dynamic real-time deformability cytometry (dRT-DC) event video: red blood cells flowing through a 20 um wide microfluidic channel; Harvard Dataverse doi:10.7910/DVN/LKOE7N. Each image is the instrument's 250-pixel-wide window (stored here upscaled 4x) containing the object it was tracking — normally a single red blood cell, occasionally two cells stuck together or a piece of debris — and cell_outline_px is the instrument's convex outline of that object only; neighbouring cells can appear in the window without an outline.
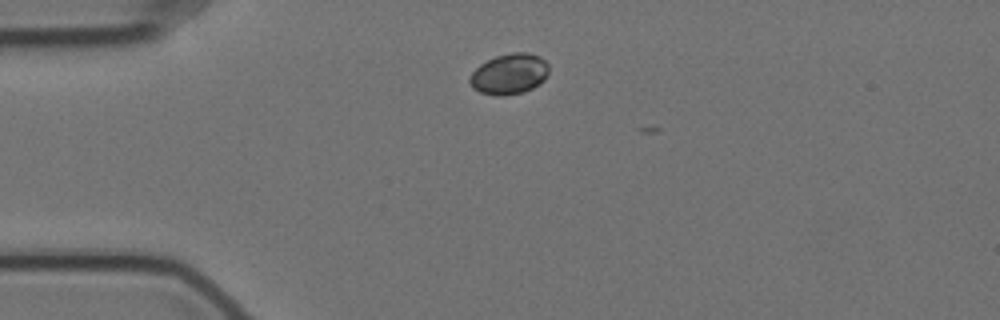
{"species": "Egyptian fruit bat (a non-hibernating species)", "species_latin": "Rousettus aegyptiacus", "temperature_condition": "cold", "stored_images_in_passage": 4, "camera_frame_rate_fps": 3000, "um_per_image_px": 0.085, "animal": {"sex": "female"}, "frame": {"image": 1, "passage_image": 1, "time_ms": 0.0, "image_size_px": [1000, 320], "cell_outline_px": [[548, 72], [544, 80], [540, 84], [524, 92], [504, 96], [500, 96], [480, 92], [472, 88], [468, 80], [472, 72], [480, 64], [496, 56], [512, 52], [528, 52], [540, 56], [548, 64]], "centroid_in_image_um": [43.29, 6.29], "position_along_channel_um": 41.7, "area_um2": 18.84}}